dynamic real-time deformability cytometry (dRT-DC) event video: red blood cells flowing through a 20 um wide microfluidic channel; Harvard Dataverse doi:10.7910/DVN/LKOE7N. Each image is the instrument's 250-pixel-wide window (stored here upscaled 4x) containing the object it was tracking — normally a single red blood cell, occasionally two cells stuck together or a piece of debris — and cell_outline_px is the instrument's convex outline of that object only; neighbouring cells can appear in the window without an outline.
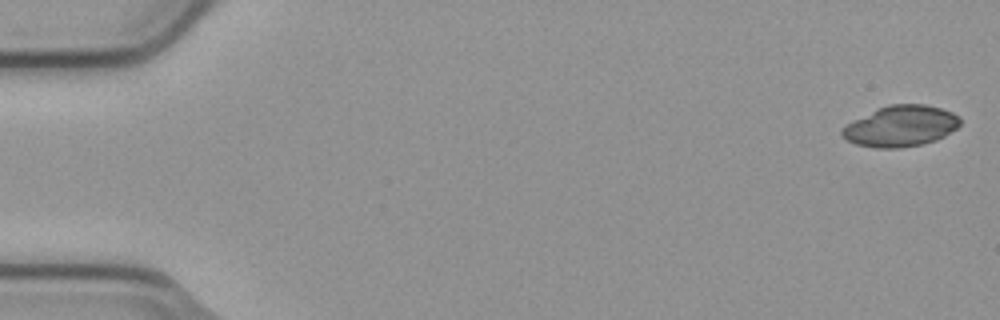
{"species": "common noctule bat (a hibernating species)", "species_latin": "Nyctalus noctula", "temperature_condition": "cold", "stored_images_in_passage": 5, "camera_frame_rate_fps": 3000, "um_per_image_px": 0.085, "animal": {"sex": "male", "body_mass_g": 23.1, "forearm_length_mm": 52.7}, "frame": {"image": 1, "passage_image": 1, "time_ms": 0.0, "image_size_px": [1000, 320], "cell_outline_px": [[960, 124], [956, 128], [944, 136], [936, 140], [920, 144], [900, 148], [876, 148], [856, 144], [848, 140], [840, 132], [844, 124], [888, 104], [924, 104], [940, 108], [952, 112], [960, 116]], "centroid_in_image_um": [76.56, 10.71], "position_along_channel_um": 8.4, "area_um2": 28.03}}